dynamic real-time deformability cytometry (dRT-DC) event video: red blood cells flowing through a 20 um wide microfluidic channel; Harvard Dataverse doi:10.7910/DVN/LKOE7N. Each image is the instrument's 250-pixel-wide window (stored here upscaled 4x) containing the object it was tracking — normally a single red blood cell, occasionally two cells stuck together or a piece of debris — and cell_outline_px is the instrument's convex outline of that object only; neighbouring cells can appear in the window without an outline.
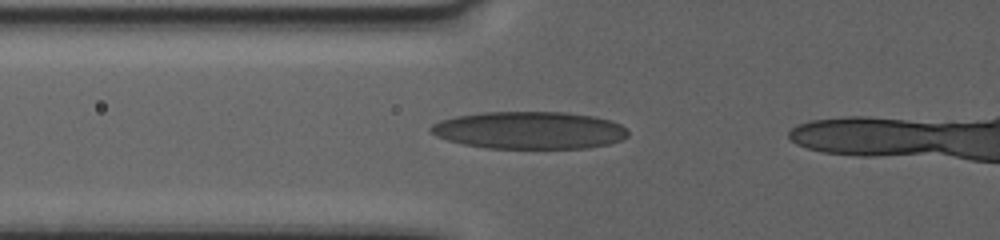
{"species": "human", "species_latin": "Homo sapiens", "temperature_condition": "warm", "stored_images_in_passage": 50, "camera_frame_rate_fps": 3000, "um_per_image_px": 0.085, "donor": {"sex": "female"}, "frame": {"image": 1, "passage_image": 17, "time_ms": 5.333, "image_size_px": [1000, 240], "cell_outline_px": [[628, 136], [620, 140], [608, 144], [588, 148], [488, 148], [464, 144], [448, 140], [436, 136], [428, 132], [428, 128], [432, 124], [440, 120], [456, 116], [484, 112], [568, 112], [592, 116], [612, 120], [620, 124], [628, 132]], "centroid_in_image_um": [44.98, 11.07], "position_along_channel_um": 80.8, "area_um2": 43.12}}
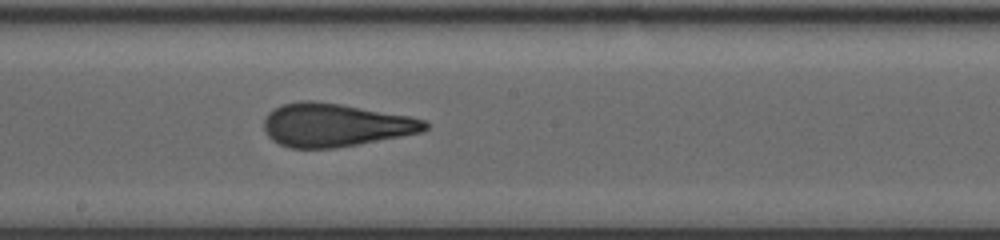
{"frame": {"image": 2, "passage_image": 30, "time_ms": 9.667, "image_size_px": [1000, 240], "cell_outline_px": [[428, 128], [424, 132], [336, 148], [292, 148], [280, 144], [272, 140], [264, 132], [264, 120], [268, 112], [284, 104], [300, 100], [312, 100], [340, 104], [408, 116], [428, 120]], "centroid_in_image_um": [28.49, 10.63], "position_along_channel_um": 219.7, "area_um2": 40.52}}
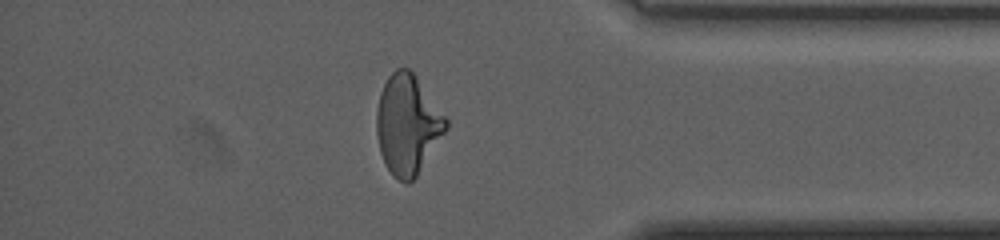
{"frame": {"image": 3, "passage_image": 48, "time_ms": 15.667, "image_size_px": [1000, 240], "cell_outline_px": [[448, 128], [416, 176], [408, 184], [404, 184], [392, 176], [380, 152], [376, 132], [376, 112], [380, 92], [388, 76], [396, 68], [408, 68], [416, 76], [448, 120]], "centroid_in_image_um": [34.63, 10.59], "position_along_channel_um": 400.6, "area_um2": 40.11}}